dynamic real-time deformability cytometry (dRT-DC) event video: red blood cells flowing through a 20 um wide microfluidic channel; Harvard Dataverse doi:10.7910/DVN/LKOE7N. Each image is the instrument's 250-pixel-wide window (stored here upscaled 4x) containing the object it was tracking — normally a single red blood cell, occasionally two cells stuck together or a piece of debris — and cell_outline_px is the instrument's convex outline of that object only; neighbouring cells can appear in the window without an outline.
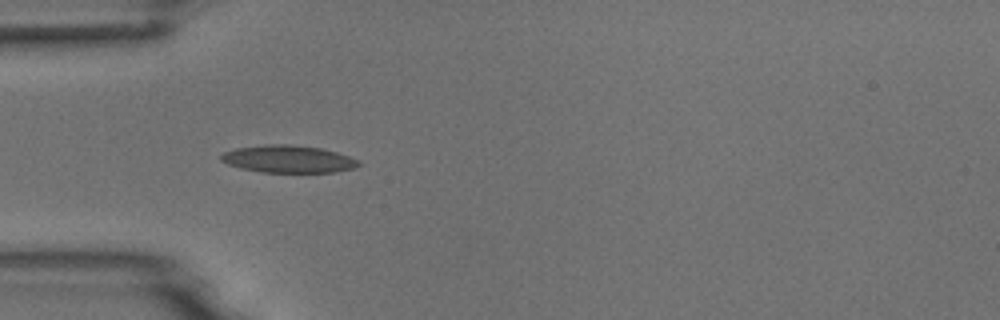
{"species": "common noctule bat (a hibernating species)", "species_latin": "Nyctalus noctula", "temperature_condition": "room temperature", "stored_images_in_passage": 39, "camera_frame_rate_fps": 3000, "um_per_image_px": 0.085, "animal": {"sex": "male", "body_mass_g": 18.8}, "frame": {"image": 1, "passage_image": 1, "time_ms": 0.0, "image_size_px": [1000, 320], "cell_outline_px": [[360, 164], [352, 168], [336, 172], [260, 172], [240, 168], [228, 164], [220, 160], [220, 156], [224, 152], [236, 148], [268, 144], [292, 144], [320, 148], [336, 152], [360, 160]], "centroid_in_image_um": [24.48, 13.51], "position_along_channel_um": 60.5, "area_um2": 21.91}}
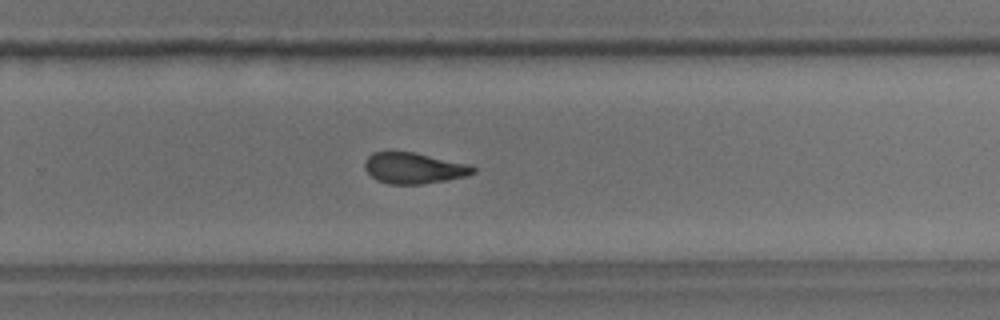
{"frame": {"image": 2, "passage_image": 20, "time_ms": 6.333, "image_size_px": [1000, 320], "cell_outline_px": [[476, 172], [464, 176], [448, 180], [420, 184], [388, 184], [376, 180], [364, 168], [364, 164], [368, 156], [372, 152], [416, 152], [472, 164], [476, 168]], "centroid_in_image_um": [35.21, 14.28], "position_along_channel_um": 294.6, "area_um2": 19.77}}
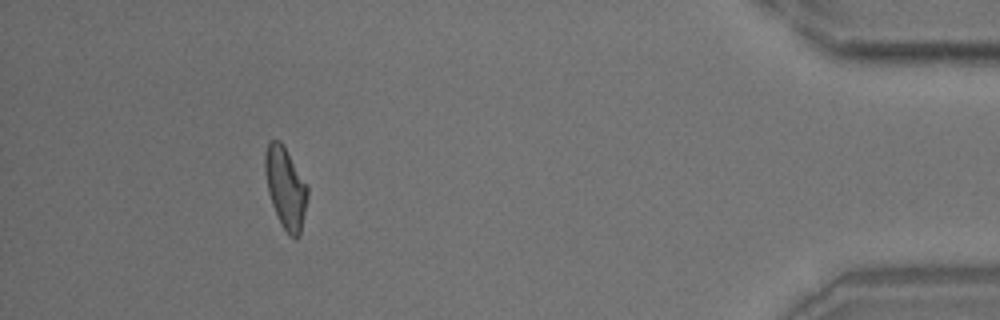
{"frame": {"image": 3, "passage_image": 34, "time_ms": 11.0, "image_size_px": [1000, 320], "cell_outline_px": [[308, 196], [300, 236], [296, 240], [288, 236], [280, 224], [272, 204], [268, 192], [264, 172], [264, 156], [268, 140], [280, 140], [308, 184]], "centroid_in_image_um": [24.27, 15.99], "position_along_channel_um": 410.9, "area_um2": 20.58}, "authors_computed_cell_mechanics": {"area_um2": 20.0566, "velocity_mm_per_s": 3.7282, "shape_relaxation_time_tau1_ms": 5.3426, "shape_relaxation_time_tau2_ms": 2.545, "deformation_change_tau1": 0.1758, "deformation_change_tau2": 0.1101}}